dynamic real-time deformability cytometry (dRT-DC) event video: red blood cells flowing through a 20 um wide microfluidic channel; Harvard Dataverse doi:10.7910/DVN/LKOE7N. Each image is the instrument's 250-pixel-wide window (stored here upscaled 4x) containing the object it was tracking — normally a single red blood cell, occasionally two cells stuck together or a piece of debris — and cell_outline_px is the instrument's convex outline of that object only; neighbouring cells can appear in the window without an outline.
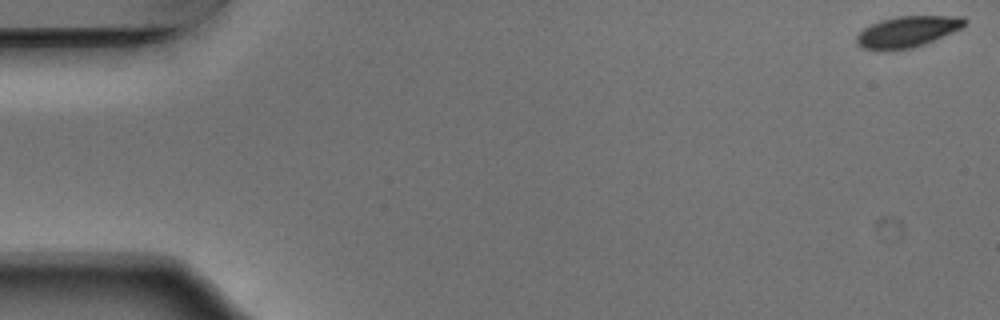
{"species": "Egyptian fruit bat (a non-hibernating species)", "species_latin": "Rousettus aegyptiacus", "temperature_condition": "warm", "stored_images_in_passage": 54, "camera_frame_rate_fps": 3000, "um_per_image_px": 0.085, "animal": {"sex": "male"}, "frame": {"image": 1, "passage_image": 1, "time_ms": 0.0, "image_size_px": [1000, 320], "cell_outline_px": [[968, 20], [960, 28], [952, 32], [924, 44], [912, 48], [884, 52], [860, 48], [856, 44], [856, 36], [864, 28], [880, 20], [896, 16], [964, 16]], "centroid_in_image_um": [77.07, 2.71], "position_along_channel_um": 7.9, "area_um2": 19.83}}
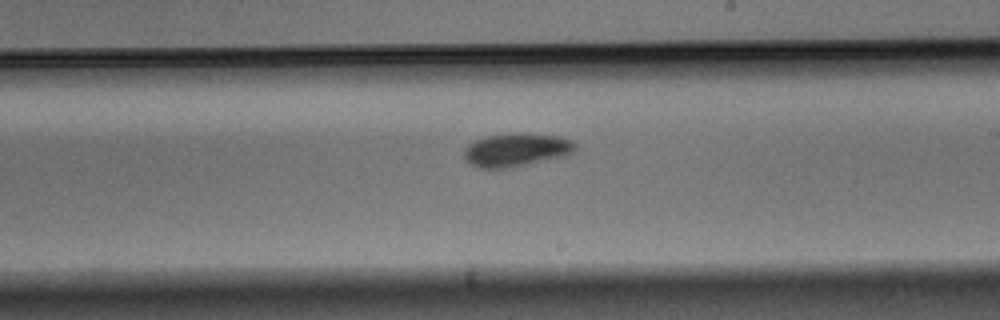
{"frame": {"image": 2, "passage_image": 31, "time_ms": 10.0, "image_size_px": [1000, 320], "cell_outline_px": [[576, 148], [568, 156], [508, 168], [480, 168], [468, 164], [464, 160], [464, 148], [468, 144], [484, 136], [508, 132], [532, 132], [560, 136], [572, 140], [576, 144]], "centroid_in_image_um": [43.89, 12.71], "position_along_channel_um": 245.1, "area_um2": 22.37}}
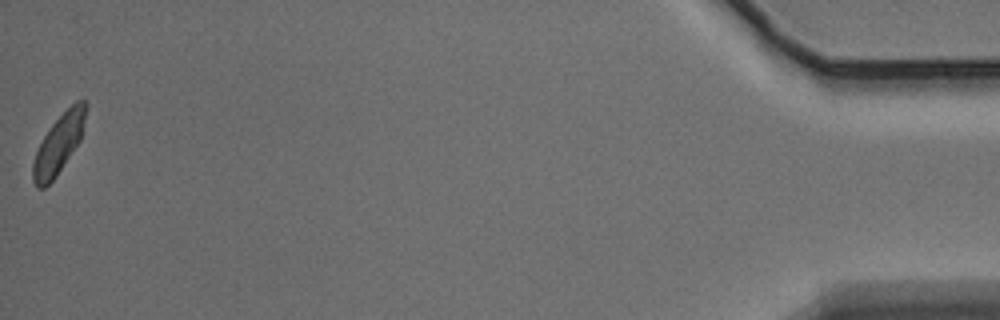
{"frame": {"image": 3, "passage_image": 53, "time_ms": 17.333, "image_size_px": [1000, 320], "cell_outline_px": [[88, 104], [80, 140], [56, 176], [44, 188], [36, 188], [32, 180], [32, 164], [36, 152], [44, 136], [52, 124], [76, 100], [84, 100]], "centroid_in_image_um": [4.98, 12.25], "position_along_channel_um": 430.2, "area_um2": 17.86}, "authors_computed_cell_mechanics": {"area_um2": 20.2878, "velocity_mm_per_s": 3.8262, "shape_relaxation_time_tau1_ms": 2.4017, "shape_relaxation_time_tau2_ms": null, "deformation_change_tau1": 0.108, "deformation_change_tau2": null}}